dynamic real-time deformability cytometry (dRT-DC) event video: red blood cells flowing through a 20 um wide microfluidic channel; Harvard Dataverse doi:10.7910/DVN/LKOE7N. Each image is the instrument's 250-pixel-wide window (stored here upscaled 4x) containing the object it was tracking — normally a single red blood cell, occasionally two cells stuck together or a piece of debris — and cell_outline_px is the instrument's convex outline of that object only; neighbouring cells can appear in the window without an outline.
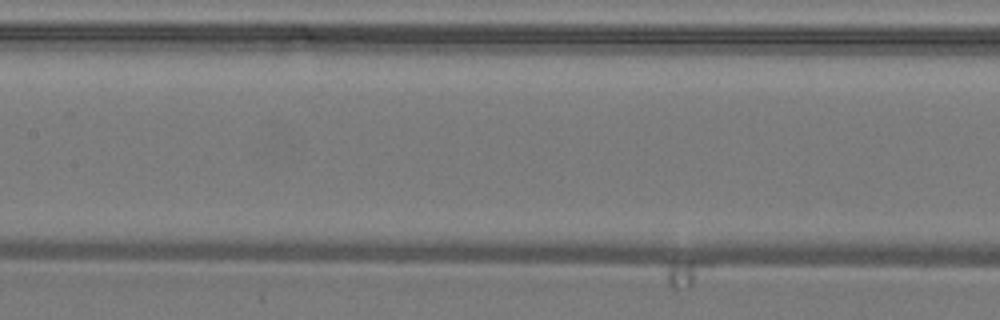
{"species": "common noctule bat (a hibernating species)", "species_latin": "Nyctalus noctula", "temperature_condition": "warm", "stored_images_in_passage": 5, "camera_frame_rate_fps": 3000, "um_per_image_px": 0.085, "animal": {"sex": "male", "body_mass_g": 19.2, "forearm_length_mm": 51.8}, "frame": {"image": 1, "passage_image": 4, "time_ms": 1.0, "image_size_px": [1000, 320], "cell_outline_px": [[248, 96], [72, 116], [64, 116], [36, 92], [48, 88], [240, 88], [248, 92]], "centroid_in_image_um": [10.95, 8.35], "position_along_channel_um": 196.4, "area_um2": 27.46}}